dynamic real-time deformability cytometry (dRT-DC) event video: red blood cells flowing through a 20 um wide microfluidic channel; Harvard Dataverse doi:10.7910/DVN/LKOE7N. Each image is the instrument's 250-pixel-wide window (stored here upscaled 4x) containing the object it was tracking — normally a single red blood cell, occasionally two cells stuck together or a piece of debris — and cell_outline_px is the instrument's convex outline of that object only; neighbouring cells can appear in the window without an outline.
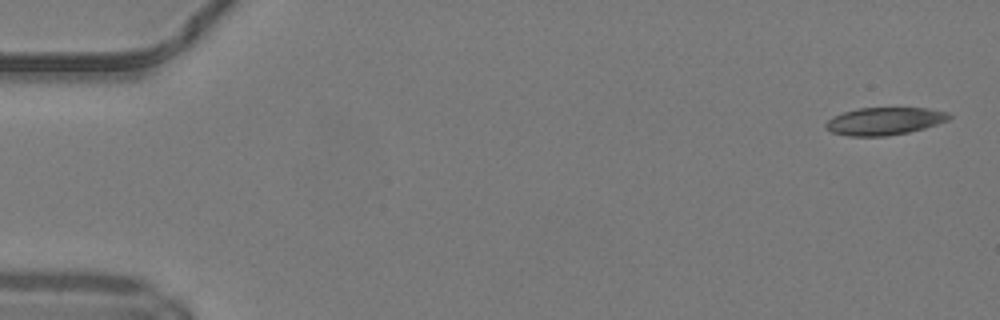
{"species": "common noctule bat (a hibernating species)", "species_latin": "Nyctalus noctula", "temperature_condition": "warm", "stored_images_in_passage": 19, "camera_frame_rate_fps": 3000, "um_per_image_px": 0.085, "animal": {"sex": "male", "body_mass_g": 19.2, "forearm_length_mm": 51.8}, "frame": {"image": 1, "passage_image": 1, "time_ms": 0.0, "image_size_px": [1000, 320], "cell_outline_px": [[952, 116], [948, 120], [924, 128], [908, 132], [888, 136], [848, 136], [832, 132], [824, 128], [824, 124], [832, 116], [844, 112], [860, 108], [928, 108], [948, 112]], "centroid_in_image_um": [75.16, 10.3], "position_along_channel_um": 9.8, "area_um2": 19.83}}
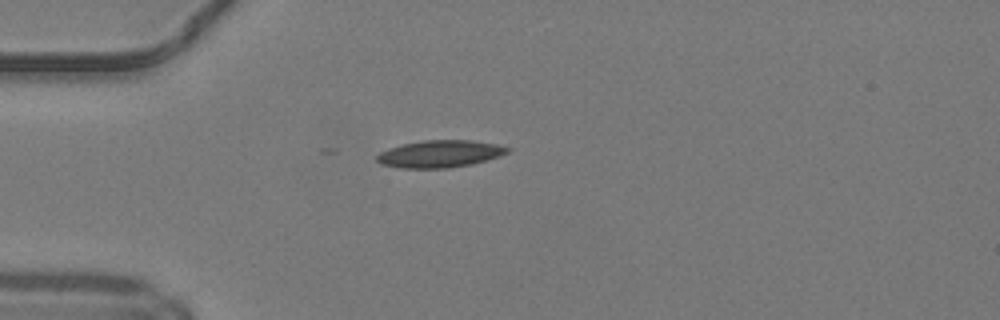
{"frame": {"image": 2, "passage_image": 13, "time_ms": 4.0, "image_size_px": [1000, 320], "cell_outline_px": [[512, 148], [508, 152], [500, 156], [472, 164], [448, 168], [400, 168], [380, 164], [376, 160], [376, 156], [380, 152], [388, 148], [404, 144], [424, 140], [472, 140], [496, 144]], "centroid_in_image_um": [37.39, 13.08], "position_along_channel_um": 47.6, "area_um2": 20.75}}
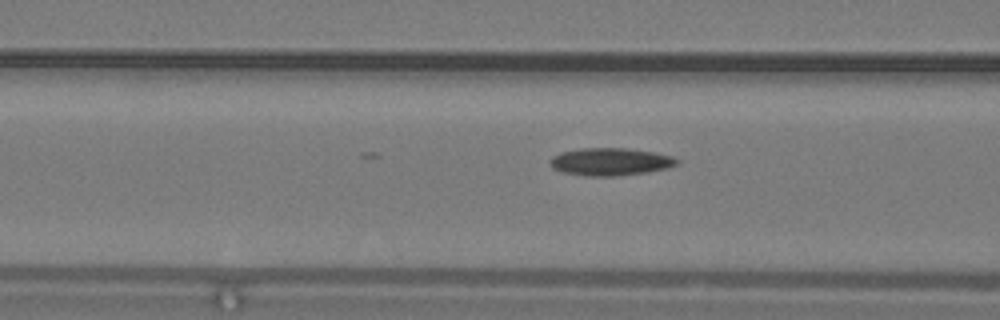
{"frame": {"image": 3, "passage_image": 19, "time_ms": 6.0, "image_size_px": [1000, 320], "cell_outline_px": [[680, 164], [668, 168], [648, 172], [616, 176], [588, 176], [564, 172], [552, 168], [548, 160], [552, 156], [560, 152], [580, 148], [628, 148], [652, 152], [672, 156], [680, 160]], "centroid_in_image_um": [51.89, 13.74], "position_along_channel_um": 114.7, "area_um2": 20.58}}